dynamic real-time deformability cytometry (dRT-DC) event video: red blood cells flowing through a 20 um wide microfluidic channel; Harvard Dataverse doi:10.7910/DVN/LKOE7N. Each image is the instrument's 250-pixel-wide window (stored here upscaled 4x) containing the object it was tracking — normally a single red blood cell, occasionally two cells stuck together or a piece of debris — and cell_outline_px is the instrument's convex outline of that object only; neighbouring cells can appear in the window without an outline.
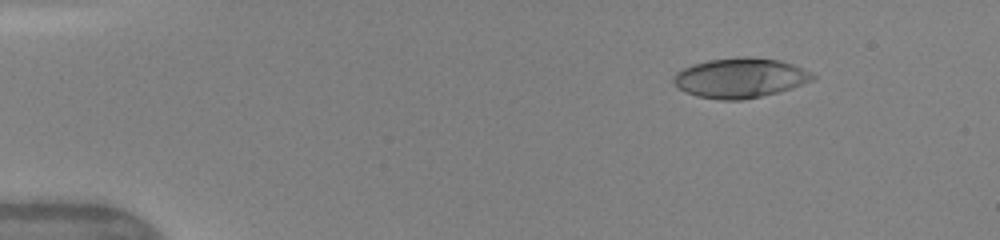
{"species": "human", "species_latin": "Homo sapiens", "temperature_condition": "warm", "stored_images_in_passage": 49, "camera_frame_rate_fps": 3000, "um_per_image_px": 0.085, "donor": {"sex": "female"}, "frame": {"image": 1, "passage_image": 7, "time_ms": 2.0, "image_size_px": [1000, 240], "cell_outline_px": [[816, 76], [812, 80], [792, 88], [760, 96], [740, 100], [720, 100], [696, 96], [684, 92], [672, 80], [672, 76], [676, 72], [692, 64], [708, 60], [736, 56], [748, 56], [780, 60], [792, 64], [812, 72]], "centroid_in_image_um": [62.89, 6.61], "position_along_channel_um": 22.1, "area_um2": 32.37}}
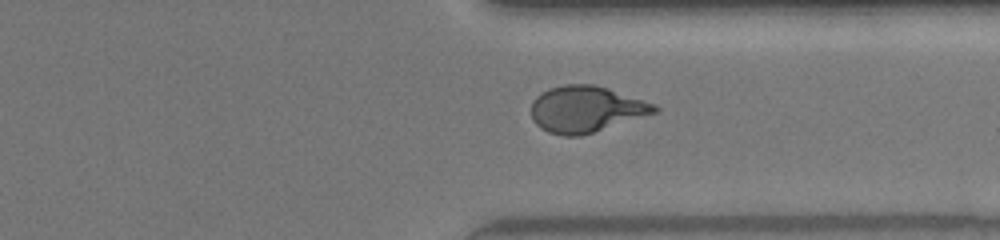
{"frame": {"image": 2, "passage_image": 38, "time_ms": 12.333, "image_size_px": [1000, 240], "cell_outline_px": [[660, 112], [580, 136], [564, 136], [548, 132], [540, 128], [532, 120], [532, 100], [536, 96], [548, 88], [564, 84], [592, 84], [608, 88], [656, 104], [660, 108]], "centroid_in_image_um": [49.83, 9.28], "position_along_channel_um": 361.6, "area_um2": 33.52}}
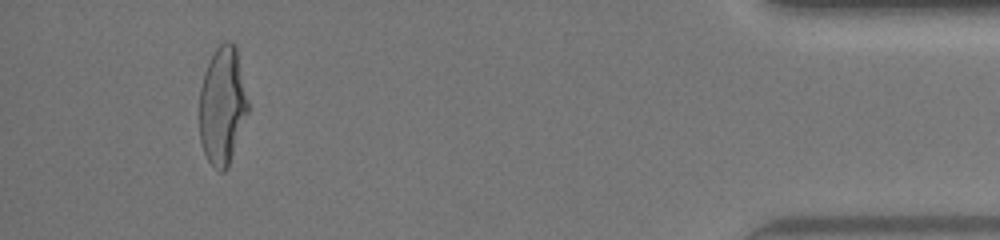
{"frame": {"image": 3, "passage_image": 46, "time_ms": 15.0, "image_size_px": [1000, 240], "cell_outline_px": [[248, 112], [228, 168], [224, 172], [220, 172], [208, 160], [204, 152], [200, 140], [200, 88], [204, 72], [216, 48], [224, 40], [232, 40], [236, 44], [248, 100]], "centroid_in_image_um": [18.91, 8.96], "position_along_channel_um": 416.3, "area_um2": 33.41}, "authors_computed_cell_mechanics": {"area_um2": 32.5414, "velocity_mm_per_s": 4.1986, "shape_relaxation_time_tau1_ms": 5.1802, "shape_relaxation_time_tau2_ms": 1.0025, "deformation_change_tau1": 0.235, "deformation_change_tau2": 0.09}}